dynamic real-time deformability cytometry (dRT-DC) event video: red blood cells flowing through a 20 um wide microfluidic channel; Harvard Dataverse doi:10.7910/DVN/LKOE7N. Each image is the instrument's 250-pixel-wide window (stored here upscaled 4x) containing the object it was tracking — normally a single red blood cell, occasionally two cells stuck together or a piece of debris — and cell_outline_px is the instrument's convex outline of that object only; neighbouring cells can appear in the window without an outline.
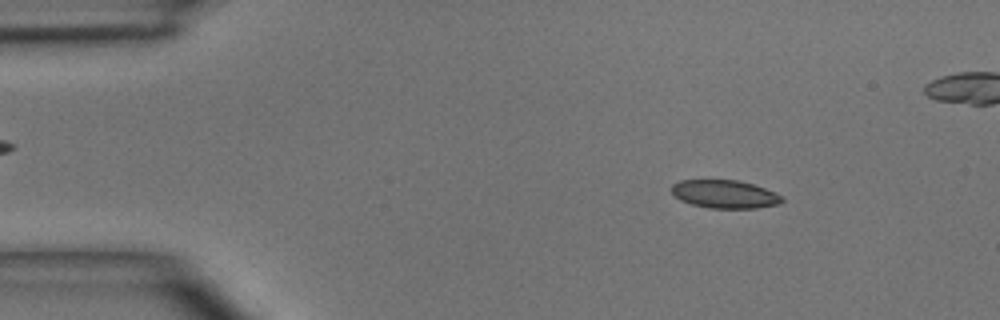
{"species": "common noctule bat (a hibernating species)", "species_latin": "Nyctalus noctula", "temperature_condition": "room temperature", "stored_images_in_passage": 5, "camera_frame_rate_fps": 3000, "um_per_image_px": 0.085, "animal": {"sex": "male", "body_mass_g": 15.6}, "frame": {"image": 1, "passage_image": 2, "time_ms": 1.0, "image_size_px": [1000, 320], "cell_outline_px": [[784, 200], [780, 204], [756, 208], [708, 208], [692, 204], [680, 200], [672, 192], [672, 184], [680, 180], [740, 180], [764, 188], [780, 196]], "centroid_in_image_um": [61.58, 16.5], "position_along_channel_um": 23.4, "area_um2": 17.98}}